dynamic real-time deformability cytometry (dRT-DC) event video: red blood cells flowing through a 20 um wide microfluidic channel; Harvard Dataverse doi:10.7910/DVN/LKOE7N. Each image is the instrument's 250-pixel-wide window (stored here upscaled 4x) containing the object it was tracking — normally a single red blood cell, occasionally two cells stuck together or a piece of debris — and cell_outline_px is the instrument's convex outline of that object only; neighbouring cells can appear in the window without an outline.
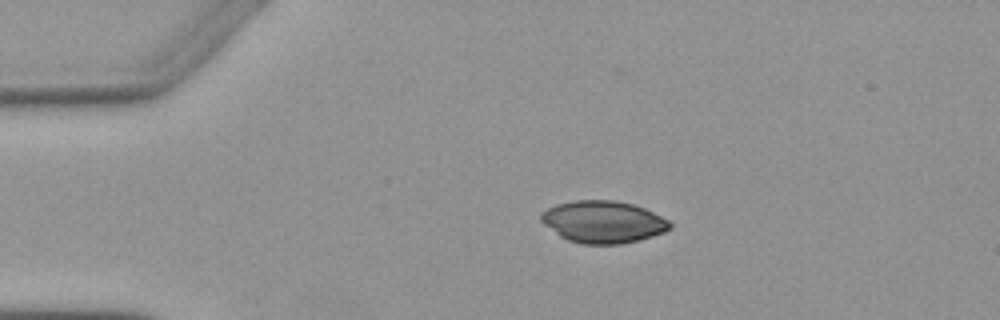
{"species": "Egyptian fruit bat (a non-hibernating species)", "species_latin": "Rousettus aegyptiacus", "temperature_condition": "warm", "stored_images_in_passage": 2, "camera_frame_rate_fps": 3000, "um_per_image_px": 0.085, "animal": {"sex": "female"}, "frame": {"image": 1, "passage_image": 1, "time_ms": 0.0, "image_size_px": [1000, 320], "cell_outline_px": [[672, 228], [664, 232], [652, 236], [620, 244], [584, 244], [568, 240], [560, 236], [544, 224], [540, 220], [540, 212], [556, 204], [576, 200], [616, 200], [632, 204], [644, 208], [668, 220], [672, 224]], "centroid_in_image_um": [51.25, 18.85], "position_along_channel_um": 33.8, "area_um2": 31.5}}